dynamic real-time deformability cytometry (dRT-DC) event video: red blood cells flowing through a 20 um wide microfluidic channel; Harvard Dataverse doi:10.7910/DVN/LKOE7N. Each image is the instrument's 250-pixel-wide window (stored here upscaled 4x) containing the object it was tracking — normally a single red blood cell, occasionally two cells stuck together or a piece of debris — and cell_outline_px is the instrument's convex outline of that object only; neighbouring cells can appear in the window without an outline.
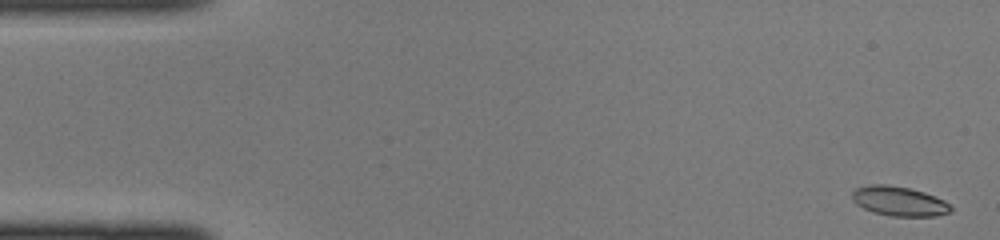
{"species": "common noctule bat (a hibernating species)", "species_latin": "Nyctalus noctula", "temperature_condition": "cold", "stored_images_in_passage": 45, "camera_frame_rate_fps": 3000, "um_per_image_px": 0.085, "animal": {"sex": "female", "body_mass_g": 22.0, "forearm_length_mm": 56.7}, "frame": {"image": 1, "passage_image": 1, "time_ms": 0.0, "image_size_px": [1000, 240], "cell_outline_px": [[952, 208], [948, 212], [936, 216], [892, 216], [872, 212], [856, 204], [852, 200], [852, 192], [856, 188], [868, 184], [888, 184], [908, 188], [924, 192], [944, 200]], "centroid_in_image_um": [76.38, 17.09], "position_along_channel_um": 8.6, "area_um2": 16.94}}
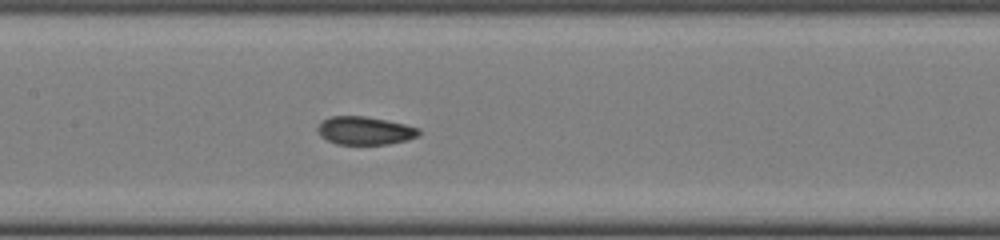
{"frame": {"image": 2, "passage_image": 21, "time_ms": 6.667, "image_size_px": [1000, 240], "cell_outline_px": [[420, 136], [408, 140], [388, 144], [336, 144], [320, 136], [316, 128], [324, 120], [332, 116], [364, 116], [404, 124], [420, 128]], "centroid_in_image_um": [31.04, 11.11], "position_along_channel_um": 176.4, "area_um2": 16.53}}
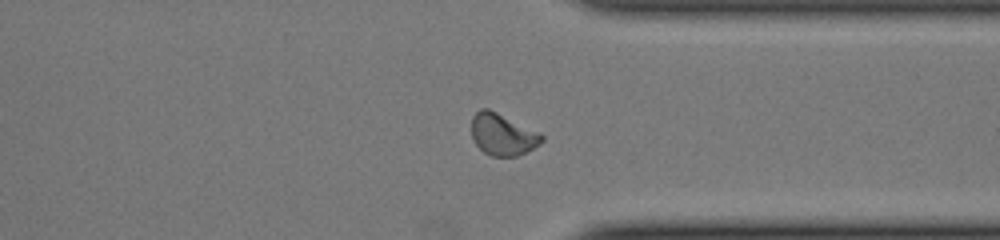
{"frame": {"image": 3, "passage_image": 34, "time_ms": 11.0, "image_size_px": [1000, 240], "cell_outline_px": [[544, 140], [540, 144], [516, 156], [492, 156], [484, 152], [476, 144], [472, 136], [472, 116], [480, 108], [488, 108], [540, 132], [544, 136]], "centroid_in_image_um": [42.72, 11.41], "position_along_channel_um": 368.7, "area_um2": 16.99}}